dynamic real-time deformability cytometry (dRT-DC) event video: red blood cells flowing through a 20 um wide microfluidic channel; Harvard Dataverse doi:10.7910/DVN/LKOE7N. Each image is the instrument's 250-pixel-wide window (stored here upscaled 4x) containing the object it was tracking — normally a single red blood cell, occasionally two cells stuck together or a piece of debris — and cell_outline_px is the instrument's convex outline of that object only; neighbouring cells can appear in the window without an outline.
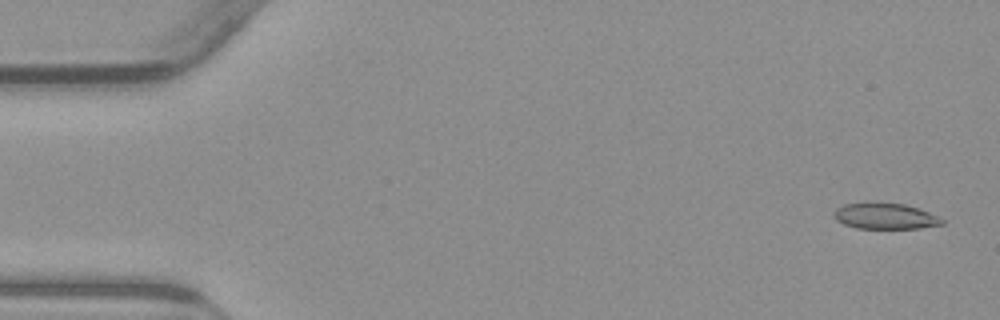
{"species": "common noctule bat (a hibernating species)", "species_latin": "Nyctalus noctula", "temperature_condition": "warm", "stored_images_in_passage": 54, "camera_frame_rate_fps": 3000, "um_per_image_px": 0.085, "animal": {"sex": "male", "body_mass_g": 23.1, "forearm_length_mm": 52.7}, "frame": {"image": 1, "passage_image": 2, "time_ms": 0.333, "image_size_px": [1000, 320], "cell_outline_px": [[944, 224], [920, 228], [856, 228], [844, 224], [836, 220], [832, 212], [836, 208], [844, 204], [904, 204], [920, 208], [940, 216], [944, 220]], "centroid_in_image_um": [75.28, 18.39], "position_along_channel_um": 9.7, "area_um2": 16.13}}
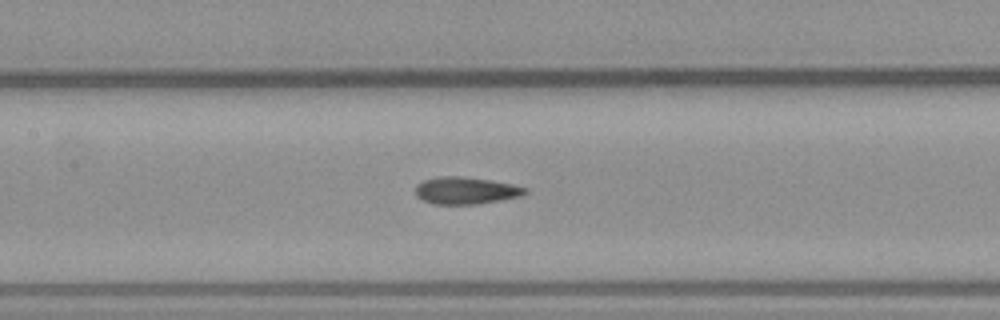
{"frame": {"image": 2, "passage_image": 25, "time_ms": 8.0, "image_size_px": [1000, 320], "cell_outline_px": [[528, 192], [520, 196], [500, 200], [476, 204], [432, 204], [416, 196], [416, 184], [424, 180], [440, 176], [460, 176], [492, 180], [512, 184], [528, 188]], "centroid_in_image_um": [39.6, 16.19], "position_along_channel_um": 167.8, "area_um2": 17.34}}
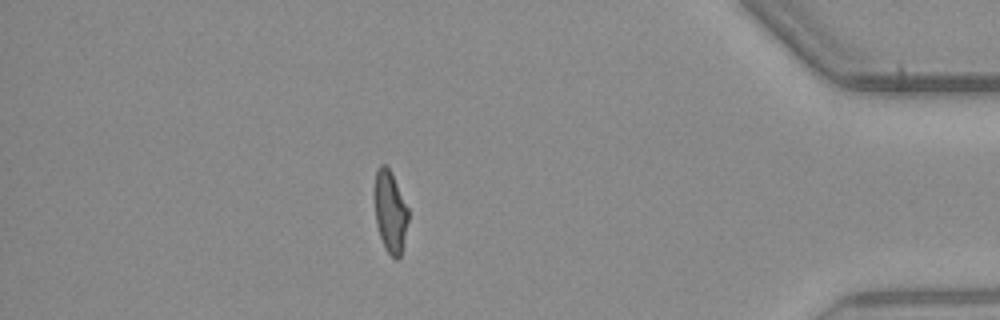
{"frame": {"image": 3, "passage_image": 47, "time_ms": 15.333, "image_size_px": [1000, 320], "cell_outline_px": [[408, 220], [400, 256], [396, 260], [388, 252], [380, 236], [376, 224], [376, 168], [380, 164], [384, 164], [388, 168], [408, 208]], "centroid_in_image_um": [33.18, 18.01], "position_along_channel_um": 402.0, "area_um2": 15.26}, "authors_computed_cell_mechanics": {"area_um2": 17.1666, "velocity_mm_per_s": 3.8316, "shape_relaxation_time_tau1_ms": null, "shape_relaxation_time_tau2_ms": 2.4039, "deformation_change_tau1": null, "deformation_change_tau2": 0.0918}}